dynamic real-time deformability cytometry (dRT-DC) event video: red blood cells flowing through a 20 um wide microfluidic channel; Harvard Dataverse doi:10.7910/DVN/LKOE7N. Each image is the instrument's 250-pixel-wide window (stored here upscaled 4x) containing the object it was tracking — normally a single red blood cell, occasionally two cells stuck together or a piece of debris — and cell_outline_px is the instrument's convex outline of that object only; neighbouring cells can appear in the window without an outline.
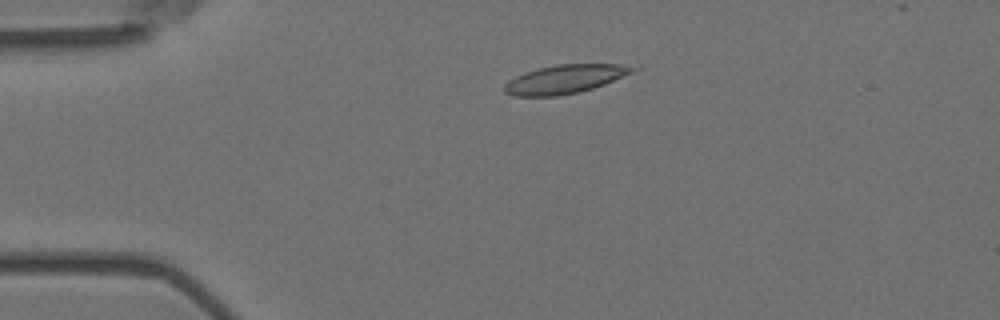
{"species": "Egyptian fruit bat (a non-hibernating species)", "species_latin": "Rousettus aegyptiacus", "temperature_condition": "room temperature", "stored_images_in_passage": 4, "camera_frame_rate_fps": 3000, "um_per_image_px": 0.085, "animal": {"sex": "female"}, "frame": {"image": 1, "passage_image": 3, "time_ms": 0.667, "image_size_px": [1000, 320], "cell_outline_px": [[644, 68], [604, 84], [580, 92], [556, 96], [512, 96], [504, 92], [504, 84], [508, 80], [524, 72], [556, 64], [640, 64]], "centroid_in_image_um": [48.11, 6.71], "position_along_channel_um": 36.9, "area_um2": 21.85}}